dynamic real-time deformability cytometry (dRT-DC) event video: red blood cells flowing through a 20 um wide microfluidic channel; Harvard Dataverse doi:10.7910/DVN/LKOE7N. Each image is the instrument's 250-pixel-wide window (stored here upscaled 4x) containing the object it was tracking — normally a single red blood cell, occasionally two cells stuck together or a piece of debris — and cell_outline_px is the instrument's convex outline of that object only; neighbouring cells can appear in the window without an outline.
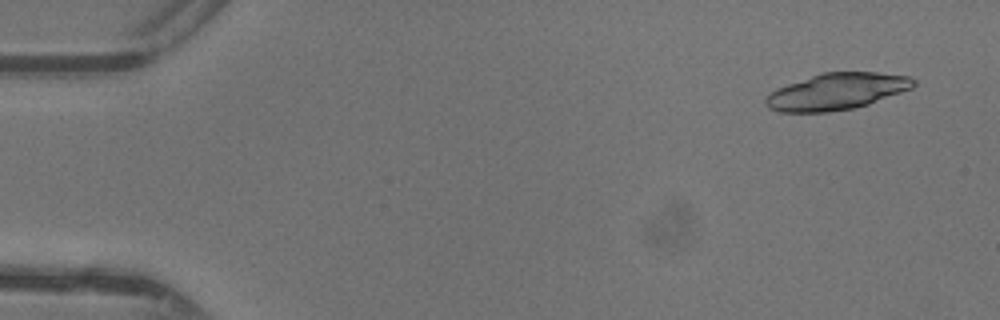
{"species": "common noctule bat (a hibernating species)", "species_latin": "Nyctalus noctula", "temperature_condition": "warm", "stored_images_in_passage": 44, "segment_of_instrument_passage": [1, 2], "camera_frame_rate_fps": 3000, "um_per_image_px": 0.085, "animal": {"sex": "female"}, "frame": {"image": 1, "passage_image": 1, "time_ms": 0.0, "image_size_px": [1000, 320], "cell_outline_px": [[916, 84], [912, 88], [868, 104], [852, 108], [828, 112], [780, 112], [768, 108], [764, 104], [764, 100], [776, 88], [824, 72], [876, 72], [908, 76], [916, 80]], "centroid_in_image_um": [71.12, 7.78], "position_along_channel_um": 13.9, "area_um2": 31.21}}